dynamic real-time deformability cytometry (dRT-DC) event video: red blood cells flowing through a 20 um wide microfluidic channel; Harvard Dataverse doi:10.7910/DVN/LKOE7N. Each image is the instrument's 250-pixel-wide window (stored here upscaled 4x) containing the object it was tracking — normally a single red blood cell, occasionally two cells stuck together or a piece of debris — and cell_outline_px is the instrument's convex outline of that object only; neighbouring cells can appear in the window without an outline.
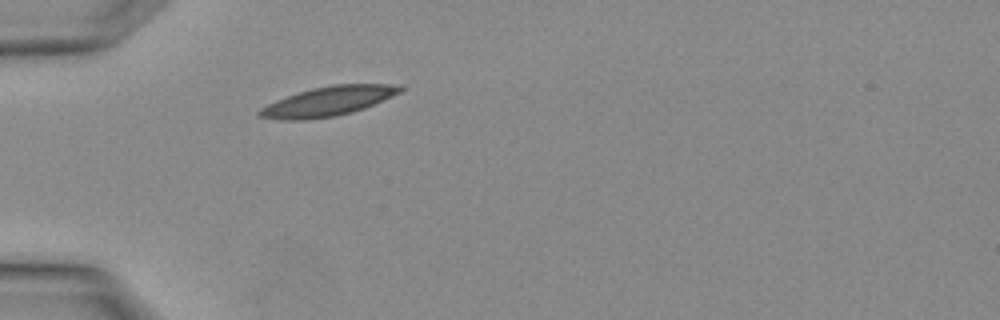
{"species": "Egyptian fruit bat (a non-hibernating species)", "species_latin": "Rousettus aegyptiacus", "temperature_condition": "warm", "stored_images_in_passage": 3, "camera_frame_rate_fps": 3000, "um_per_image_px": 0.085, "animal": {"sex": "female"}, "frame": {"image": 1, "passage_image": 3, "time_ms": 0.667, "image_size_px": [1000, 320], "cell_outline_px": [[404, 88], [400, 92], [392, 96], [364, 108], [352, 112], [336, 116], [308, 120], [280, 120], [256, 116], [256, 112], [260, 108], [276, 100], [312, 88], [332, 84], [400, 84]], "centroid_in_image_um": [27.87, 8.61], "position_along_channel_um": 57.1, "area_um2": 24.16}}